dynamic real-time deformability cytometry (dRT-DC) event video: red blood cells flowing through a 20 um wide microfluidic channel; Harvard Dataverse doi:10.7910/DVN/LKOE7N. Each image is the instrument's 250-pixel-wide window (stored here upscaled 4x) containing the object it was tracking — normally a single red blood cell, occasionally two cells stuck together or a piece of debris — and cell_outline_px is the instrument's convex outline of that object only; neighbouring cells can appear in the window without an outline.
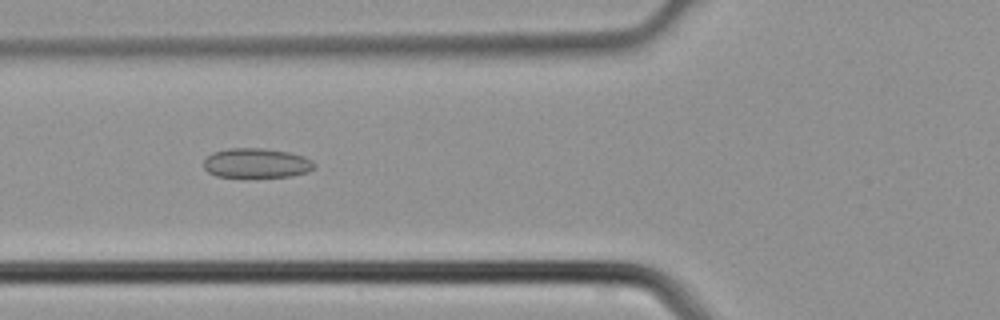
{"species": "common noctule bat (a hibernating species)", "species_latin": "Nyctalus noctula", "temperature_condition": "cold", "stored_images_in_passage": 6, "camera_frame_rate_fps": 3000, "um_per_image_px": 0.085, "animal": {"sex": "male", "body_mass_g": 21.5, "forearm_length_mm": 52.0}, "frame": {"image": 1, "passage_image": 5, "time_ms": 1.333, "image_size_px": [1000, 320], "cell_outline_px": [[316, 168], [308, 172], [292, 176], [216, 176], [208, 172], [204, 168], [204, 160], [212, 152], [228, 148], [264, 148], [288, 152], [304, 156], [312, 160], [316, 164]], "centroid_in_image_um": [21.83, 13.85], "position_along_channel_um": 104.0, "area_um2": 19.07}}
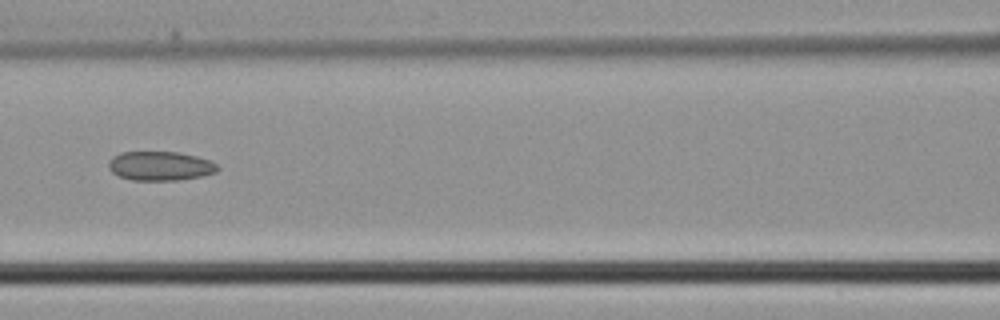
{"frame": {"image": 2, "passage_image": 6, "time_ms": 1.667, "image_size_px": [1000, 320], "cell_outline_px": [[220, 168], [216, 172], [200, 176], [176, 180], [132, 180], [120, 176], [112, 172], [108, 168], [108, 160], [112, 156], [120, 152], [180, 152], [196, 156], [208, 160], [216, 164]], "centroid_in_image_um": [13.58, 14.1], "position_along_channel_um": 153.0, "area_um2": 18.5}}